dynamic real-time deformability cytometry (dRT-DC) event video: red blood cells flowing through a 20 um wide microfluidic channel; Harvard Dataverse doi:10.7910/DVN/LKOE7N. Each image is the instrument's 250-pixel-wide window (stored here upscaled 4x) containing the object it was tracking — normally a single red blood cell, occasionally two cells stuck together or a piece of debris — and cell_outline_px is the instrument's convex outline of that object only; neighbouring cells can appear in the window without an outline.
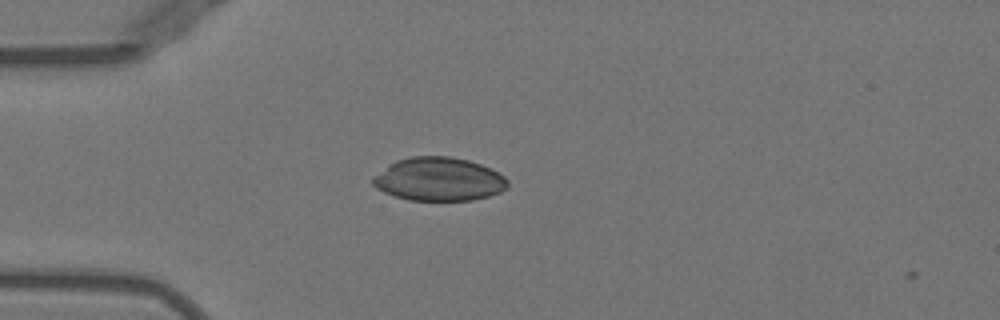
{"species": "Egyptian fruit bat (a non-hibernating species)", "species_latin": "Rousettus aegyptiacus", "temperature_condition": "warm", "stored_images_in_passage": 4, "camera_frame_rate_fps": 3000, "um_per_image_px": 0.085, "animal": {"sex": "female"}, "frame": {"image": 1, "passage_image": 3, "time_ms": 0.667, "image_size_px": [1000, 320], "cell_outline_px": [[508, 188], [500, 192], [488, 196], [472, 200], [408, 200], [384, 192], [376, 188], [372, 184], [372, 176], [388, 164], [396, 160], [408, 156], [452, 156], [468, 160], [492, 168], [504, 176], [508, 180]], "centroid_in_image_um": [37.29, 15.22], "position_along_channel_um": 47.7, "area_um2": 34.45}}